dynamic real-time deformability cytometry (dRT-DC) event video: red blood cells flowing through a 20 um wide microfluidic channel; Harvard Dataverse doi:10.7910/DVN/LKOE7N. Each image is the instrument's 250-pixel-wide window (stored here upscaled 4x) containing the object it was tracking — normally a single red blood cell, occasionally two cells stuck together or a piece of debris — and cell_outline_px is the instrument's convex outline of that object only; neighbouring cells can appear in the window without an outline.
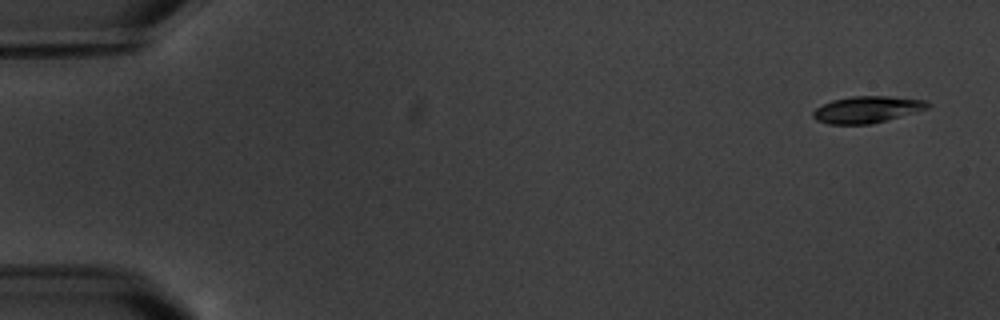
{"species": "common noctule bat (a hibernating species)", "species_latin": "Nyctalus noctula", "temperature_condition": "warm", "stored_images_in_passage": 5, "camera_frame_rate_fps": 3000, "um_per_image_px": 0.085, "animal": {"sex": "male", "body_mass_g": 20.1, "forearm_length_mm": 53.5}, "frame": {"image": 1, "passage_image": 1, "time_ms": 0.0, "image_size_px": [1000, 320], "cell_outline_px": [[932, 104], [928, 108], [916, 112], [872, 124], [828, 124], [816, 120], [812, 116], [812, 112], [816, 108], [832, 100], [852, 96], [888, 96], [928, 100]], "centroid_in_image_um": [73.72, 9.3], "position_along_channel_um": 11.3, "area_um2": 17.92}}
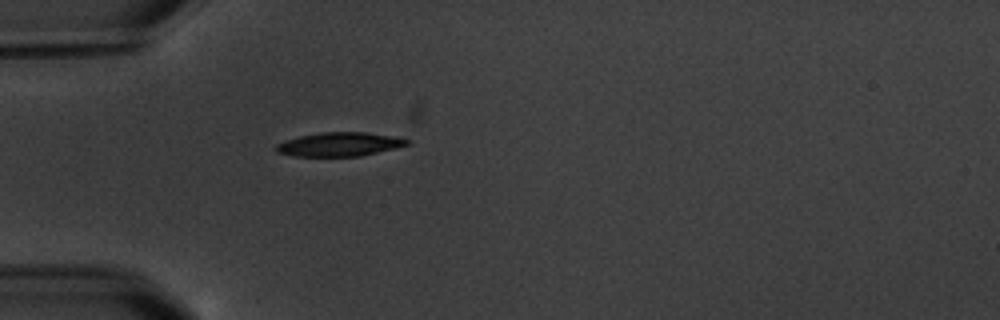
{"frame": {"image": 2, "passage_image": 5, "time_ms": 5.0, "image_size_px": [1000, 320], "cell_outline_px": [[412, 140], [408, 144], [396, 148], [360, 156], [296, 156], [276, 152], [276, 144], [300, 136], [320, 132], [364, 132], [400, 136]], "centroid_in_image_um": [28.94, 12.25], "position_along_channel_um": 56.1, "area_um2": 18.26}}